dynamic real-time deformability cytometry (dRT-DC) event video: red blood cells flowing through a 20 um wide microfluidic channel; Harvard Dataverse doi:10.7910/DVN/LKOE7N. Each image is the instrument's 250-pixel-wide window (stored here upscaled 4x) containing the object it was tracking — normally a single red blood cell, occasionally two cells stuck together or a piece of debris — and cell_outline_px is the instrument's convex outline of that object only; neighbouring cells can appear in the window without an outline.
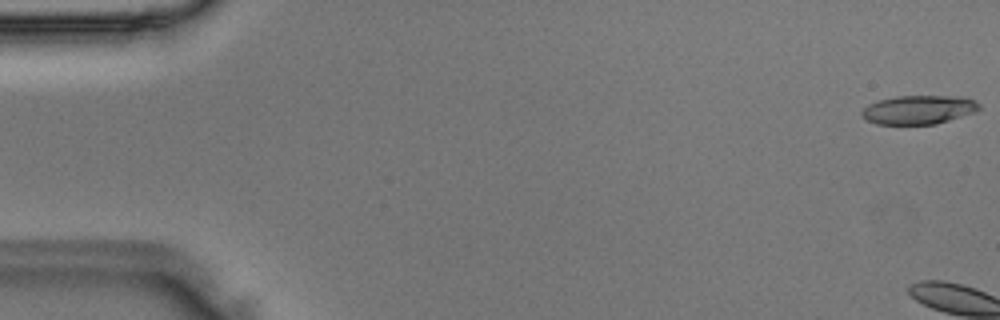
{"species": "Egyptian fruit bat (a non-hibernating species)", "species_latin": "Rousettus aegyptiacus", "temperature_condition": "room temperature", "stored_images_in_passage": 4, "camera_frame_rate_fps": 3000, "um_per_image_px": 0.085, "animal": {"sex": "male"}, "frame": {"image": 1, "passage_image": 1, "time_ms": 0.0, "image_size_px": [1000, 320], "cell_outline_px": [[980, 108], [976, 112], [936, 124], [876, 124], [868, 120], [860, 112], [868, 104], [880, 100], [896, 96], [960, 96], [972, 100], [980, 104]], "centroid_in_image_um": [78.1, 9.32], "position_along_channel_um": 6.9, "area_um2": 19.59}}